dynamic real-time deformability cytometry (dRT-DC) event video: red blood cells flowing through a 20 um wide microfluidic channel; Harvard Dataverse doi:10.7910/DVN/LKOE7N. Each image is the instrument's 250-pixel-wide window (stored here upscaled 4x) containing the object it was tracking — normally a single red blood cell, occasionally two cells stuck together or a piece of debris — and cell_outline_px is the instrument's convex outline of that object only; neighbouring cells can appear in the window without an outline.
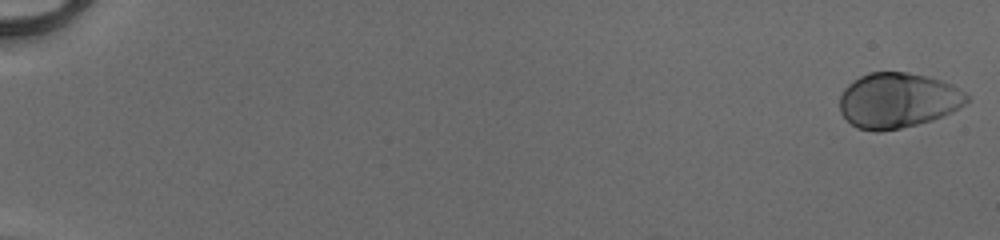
{"species": "human", "species_latin": "Homo sapiens", "temperature_condition": "cold", "stored_images_in_passage": 23, "camera_frame_rate_fps": 3000, "um_per_image_px": 0.085, "donor": {"sex": "male"}, "frame": {"image": 1, "passage_image": 1, "time_ms": 0.0, "image_size_px": [1000, 240], "cell_outline_px": [[968, 100], [960, 108], [952, 112], [932, 120], [900, 128], [880, 132], [876, 132], [856, 128], [840, 112], [840, 96], [844, 88], [848, 84], [860, 76], [868, 72], [908, 72], [928, 76], [952, 84], [964, 92], [968, 96]], "centroid_in_image_um": [76.3, 8.53], "position_along_channel_um": 8.7, "area_um2": 40.98}}
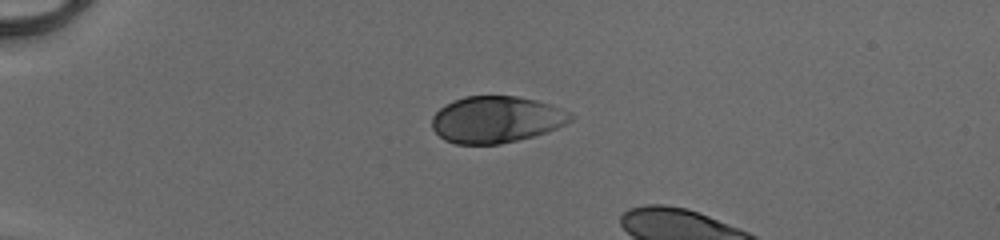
{"frame": {"image": 2, "passage_image": 15, "time_ms": 4.667, "image_size_px": [1000, 240], "cell_outline_px": [[572, 120], [556, 128], [532, 136], [500, 144], [456, 144], [444, 140], [432, 128], [432, 116], [440, 108], [452, 100], [464, 96], [516, 96], [536, 100], [548, 104], [568, 112], [572, 116]], "centroid_in_image_um": [42.12, 10.15], "position_along_channel_um": 42.9, "area_um2": 37.34}}
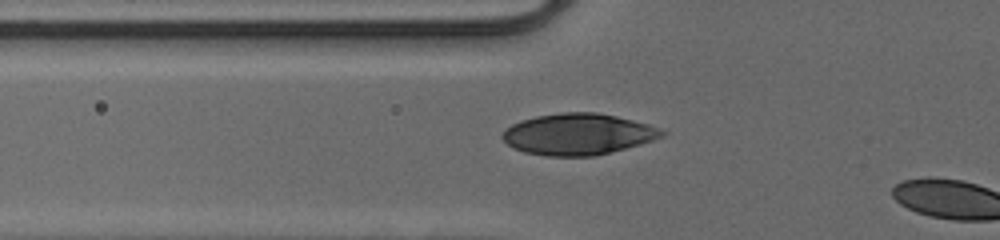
{"frame": {"image": 3, "passage_image": 21, "time_ms": 6.667, "image_size_px": [1000, 240], "cell_outline_px": [[668, 132], [664, 136], [640, 144], [592, 156], [548, 156], [524, 152], [508, 144], [500, 136], [512, 124], [520, 120], [536, 116], [560, 112], [596, 112], [616, 116], [648, 124], [660, 128]], "centroid_in_image_um": [49.14, 11.39], "position_along_channel_um": 76.7, "area_um2": 38.15}}